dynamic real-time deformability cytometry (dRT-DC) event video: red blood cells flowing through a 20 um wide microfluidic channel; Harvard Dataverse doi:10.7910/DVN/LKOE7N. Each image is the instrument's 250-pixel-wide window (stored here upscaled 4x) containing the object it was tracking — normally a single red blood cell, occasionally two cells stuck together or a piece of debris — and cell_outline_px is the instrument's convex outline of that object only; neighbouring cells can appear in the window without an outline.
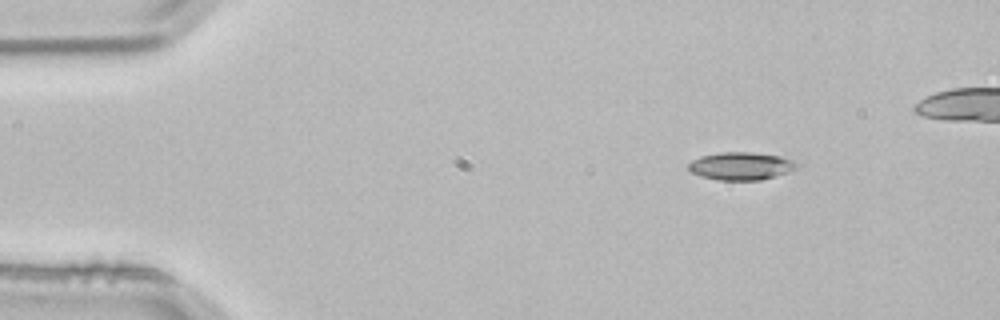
{"species": "common noctule bat (a hibernating species)", "species_latin": "Nyctalus noctula", "temperature_condition": "room temperature", "stored_images_in_passage": 3, "segment_of_instrument_passage": [1, 2], "camera_frame_rate_fps": 3000, "um_per_image_px": 0.085, "animal": {"sex": "male", "body_mass_g": 21.5, "forearm_length_mm": 52.0}, "frame": {"image": 1, "passage_image": 1, "time_ms": 0.0, "image_size_px": [1000, 320], "cell_outline_px": [[796, 168], [760, 180], [720, 180], [700, 176], [692, 172], [688, 168], [688, 164], [692, 160], [700, 156], [720, 152], [752, 152], [780, 156], [792, 160], [796, 164]], "centroid_in_image_um": [62.91, 14.1], "position_along_channel_um": 22.1, "area_um2": 17.22}}